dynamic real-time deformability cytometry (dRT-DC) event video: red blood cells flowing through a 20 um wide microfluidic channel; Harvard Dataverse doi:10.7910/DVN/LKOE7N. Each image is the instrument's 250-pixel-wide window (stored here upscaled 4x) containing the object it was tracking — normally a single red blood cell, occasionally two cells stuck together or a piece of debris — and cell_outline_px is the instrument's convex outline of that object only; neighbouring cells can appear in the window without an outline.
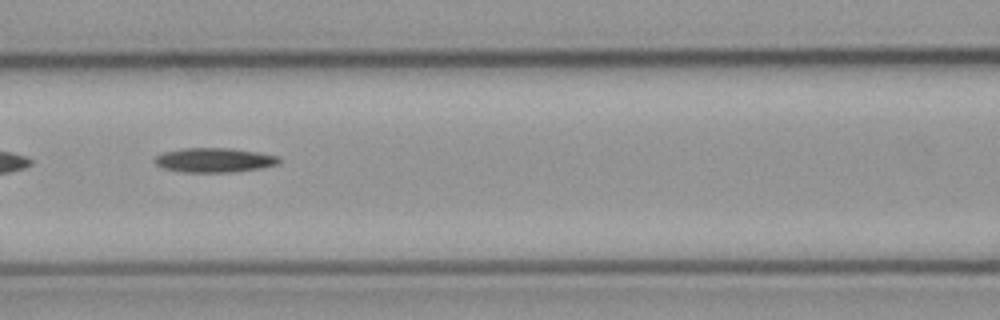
{"species": "common noctule bat (a hibernating species)", "species_latin": "Nyctalus noctula", "temperature_condition": "cold", "stored_images_in_passage": 25, "camera_frame_rate_fps": 3000, "um_per_image_px": 0.085, "animal": {"sex": "male", "body_mass_g": 23.1, "forearm_length_mm": 52.7}, "frame": {"image": 1, "passage_image": 8, "time_ms": 2.333, "image_size_px": [1000, 320], "cell_outline_px": [[280, 164], [260, 168], [228, 172], [180, 172], [164, 168], [156, 164], [152, 160], [156, 156], [164, 152], [184, 148], [232, 148], [260, 152], [276, 156], [280, 160]], "centroid_in_image_um": [18.2, 13.6], "position_along_channel_um": 148.4, "area_um2": 17.69}}
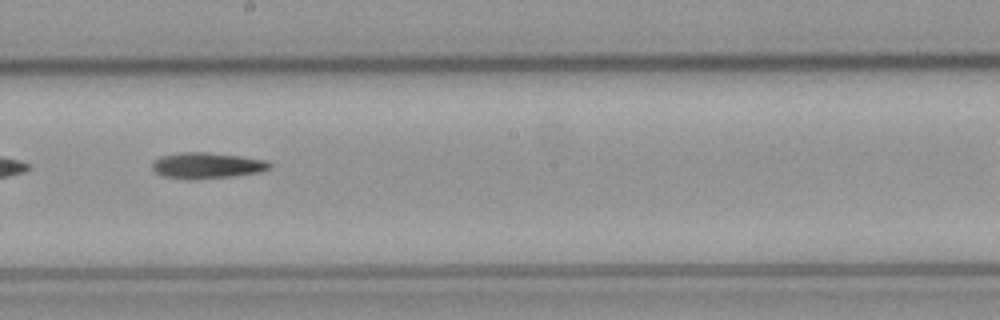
{"frame": {"image": 2, "passage_image": 15, "time_ms": 4.667, "image_size_px": [1000, 320], "cell_outline_px": [[272, 164], [268, 168], [260, 172], [232, 176], [164, 176], [156, 172], [152, 168], [152, 160], [160, 156], [180, 152], [208, 152], [240, 156], [264, 160]], "centroid_in_image_um": [17.59, 14.0], "position_along_channel_um": 230.6, "area_um2": 16.76}}
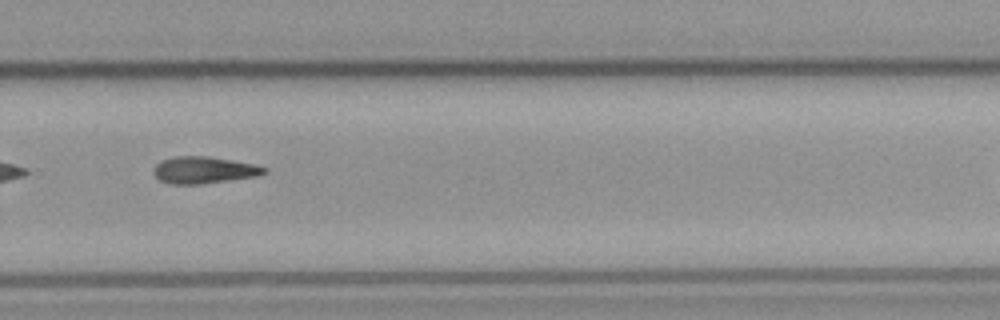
{"frame": {"image": 3, "passage_image": 22, "time_ms": 7.0, "image_size_px": [1000, 320], "cell_outline_px": [[268, 172], [256, 176], [200, 184], [168, 184], [160, 180], [152, 172], [156, 164], [164, 160], [176, 156], [208, 156], [256, 164], [268, 168]], "centroid_in_image_um": [17.35, 14.45], "position_along_channel_um": 312.5, "area_um2": 17.28}}